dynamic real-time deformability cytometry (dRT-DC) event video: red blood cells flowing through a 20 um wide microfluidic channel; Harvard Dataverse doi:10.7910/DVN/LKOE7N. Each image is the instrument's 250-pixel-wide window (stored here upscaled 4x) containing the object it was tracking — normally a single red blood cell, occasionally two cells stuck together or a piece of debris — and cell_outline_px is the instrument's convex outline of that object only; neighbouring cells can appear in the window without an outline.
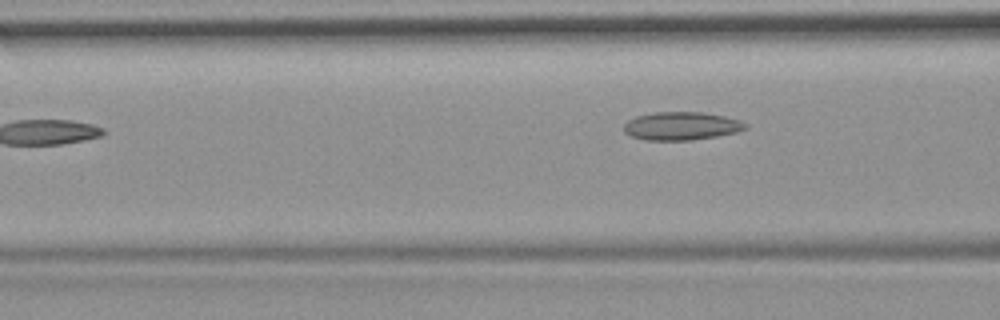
{"species": "common noctule bat (a hibernating species)", "species_latin": "Nyctalus noctula", "temperature_condition": "room temperature", "stored_images_in_passage": 5, "camera_frame_rate_fps": 3000, "um_per_image_px": 0.085, "animal": {"sex": "female", "body_mass_g": 19.9}, "frame": {"image": 1, "passage_image": 5, "time_ms": 1.333, "image_size_px": [1000, 320], "cell_outline_px": [[748, 128], [736, 132], [716, 136], [692, 140], [644, 140], [632, 136], [624, 132], [624, 124], [628, 120], [636, 116], [652, 112], [700, 112], [724, 116], [740, 120]], "centroid_in_image_um": [57.88, 10.71], "position_along_channel_um": 108.7, "area_um2": 19.88}}